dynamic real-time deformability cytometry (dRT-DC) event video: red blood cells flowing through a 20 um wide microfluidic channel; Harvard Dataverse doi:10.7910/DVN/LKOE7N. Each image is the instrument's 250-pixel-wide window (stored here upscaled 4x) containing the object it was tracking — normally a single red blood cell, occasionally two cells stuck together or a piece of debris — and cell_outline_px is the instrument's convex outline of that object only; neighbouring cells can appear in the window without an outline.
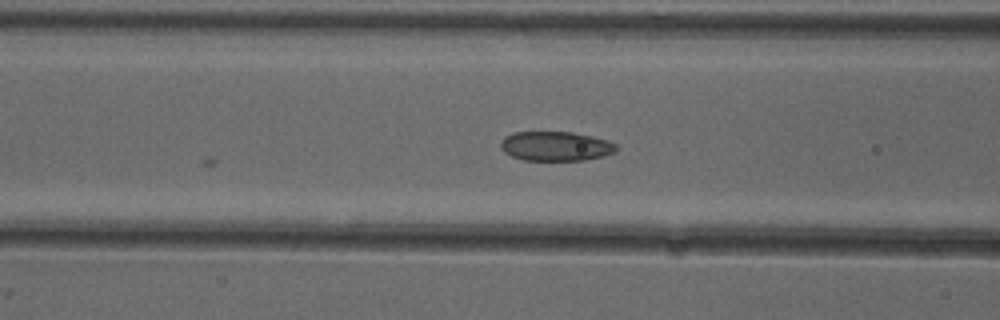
{"species": "common noctule bat (a hibernating species)", "species_latin": "Nyctalus noctula", "temperature_condition": "cold", "stored_images_in_passage": 5, "camera_frame_rate_fps": 3000, "um_per_image_px": 0.085, "animal": {"sex": "female"}, "frame": {"image": 1, "passage_image": 5, "time_ms": 1.333, "image_size_px": [1000, 320], "cell_outline_px": [[616, 152], [604, 156], [584, 160], [524, 160], [512, 156], [504, 152], [500, 148], [500, 144], [504, 136], [512, 132], [572, 132], [592, 136], [608, 140], [616, 144]], "centroid_in_image_um": [47.23, 12.42], "position_along_channel_um": 119.4, "area_um2": 19.94}}